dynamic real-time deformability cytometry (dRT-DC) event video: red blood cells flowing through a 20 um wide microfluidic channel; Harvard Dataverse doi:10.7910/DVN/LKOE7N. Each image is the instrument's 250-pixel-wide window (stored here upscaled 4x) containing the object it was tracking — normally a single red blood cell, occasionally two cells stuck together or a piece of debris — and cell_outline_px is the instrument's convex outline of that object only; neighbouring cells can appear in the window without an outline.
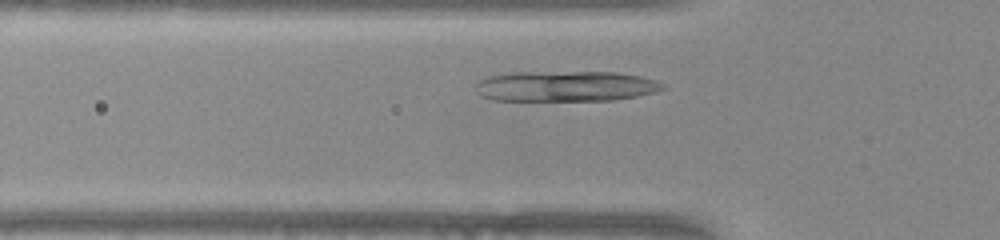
{"species": "common noctule bat (a hibernating species)", "species_latin": "Nyctalus noctula", "temperature_condition": "warm", "stored_images_in_passage": 32, "camera_frame_rate_fps": 3000, "um_per_image_px": 0.085, "animal": {"sex": "female", "body_mass_g": 22.0, "forearm_length_mm": 56.7}, "frame": {"image": 1, "passage_image": 6, "time_ms": 1.667, "image_size_px": [1000, 240], "cell_outline_px": [[664, 88], [656, 92], [636, 96], [612, 100], [492, 100], [480, 96], [472, 88], [472, 84], [476, 80], [484, 76], [504, 72], [616, 72], [640, 76], [656, 80], [664, 84]], "centroid_in_image_um": [47.94, 7.31], "position_along_channel_um": 77.9, "area_um2": 33.87}}
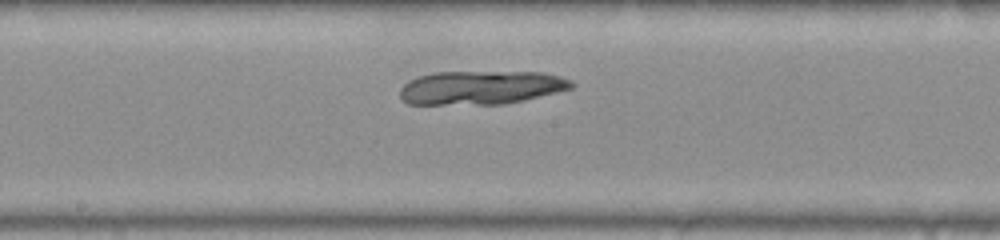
{"frame": {"image": 2, "passage_image": 16, "time_ms": 5.0, "image_size_px": [1000, 240], "cell_outline_px": [[576, 84], [572, 88], [524, 100], [504, 104], [408, 104], [400, 100], [400, 88], [408, 80], [420, 76], [436, 72], [540, 72], [560, 76], [572, 80]], "centroid_in_image_um": [40.87, 7.44], "position_along_channel_um": 207.3, "area_um2": 33.76}}
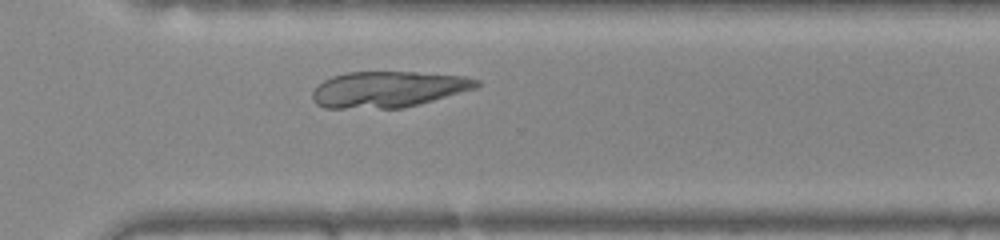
{"frame": {"image": 3, "passage_image": 26, "time_ms": 8.333, "image_size_px": [1000, 240], "cell_outline_px": [[484, 84], [476, 88], [404, 108], [324, 108], [316, 104], [312, 100], [312, 92], [324, 80], [332, 76], [348, 72], [416, 72], [464, 76], [480, 80]], "centroid_in_image_um": [33.0, 7.59], "position_along_channel_um": 337.6, "area_um2": 34.51}}